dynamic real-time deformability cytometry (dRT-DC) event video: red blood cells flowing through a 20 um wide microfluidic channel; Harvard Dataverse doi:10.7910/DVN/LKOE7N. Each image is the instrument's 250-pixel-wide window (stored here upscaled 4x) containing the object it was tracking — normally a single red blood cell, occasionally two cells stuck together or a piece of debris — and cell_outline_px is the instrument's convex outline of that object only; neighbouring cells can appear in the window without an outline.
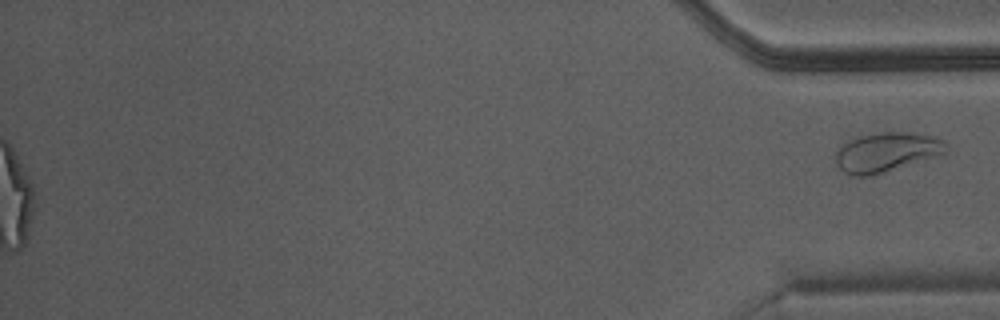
{"species": "Egyptian fruit bat (a non-hibernating species)", "species_latin": "Rousettus aegyptiacus", "temperature_condition": "warm", "stored_images_in_passage": 49, "camera_frame_rate_fps": 3000, "um_per_image_px": 0.085, "animal": {"sex": "male"}, "frame": {"image": 1, "passage_image": 49, "time_ms": 16.0, "image_size_px": [1000, 320], "cell_outline_px": [[948, 148], [944, 152], [876, 176], [852, 176], [844, 172], [836, 164], [836, 152], [844, 144], [856, 136], [884, 132], [908, 132], [932, 136], [944, 140], [948, 144]], "centroid_in_image_um": [75.33, 12.94], "position_along_channel_um": 359.9, "area_um2": 25.2}}